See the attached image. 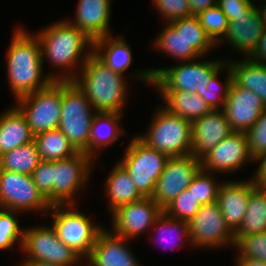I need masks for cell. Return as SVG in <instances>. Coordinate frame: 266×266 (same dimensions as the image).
Masks as SVG:
<instances>
[{
  "instance_id": "1",
  "label": "cell",
  "mask_w": 266,
  "mask_h": 266,
  "mask_svg": "<svg viewBox=\"0 0 266 266\" xmlns=\"http://www.w3.org/2000/svg\"><path fill=\"white\" fill-rule=\"evenodd\" d=\"M32 32L42 48L44 71L55 82L74 81L94 50V41L65 18Z\"/></svg>"
},
{
  "instance_id": "2",
  "label": "cell",
  "mask_w": 266,
  "mask_h": 266,
  "mask_svg": "<svg viewBox=\"0 0 266 266\" xmlns=\"http://www.w3.org/2000/svg\"><path fill=\"white\" fill-rule=\"evenodd\" d=\"M15 27L4 58L9 84L6 87H9L14 101L46 88L52 82L44 72L39 39L25 26L18 24Z\"/></svg>"
},
{
  "instance_id": "3",
  "label": "cell",
  "mask_w": 266,
  "mask_h": 266,
  "mask_svg": "<svg viewBox=\"0 0 266 266\" xmlns=\"http://www.w3.org/2000/svg\"><path fill=\"white\" fill-rule=\"evenodd\" d=\"M74 82L96 112L126 114L125 107L131 96L130 79L111 70L94 53L88 57Z\"/></svg>"
},
{
  "instance_id": "4",
  "label": "cell",
  "mask_w": 266,
  "mask_h": 266,
  "mask_svg": "<svg viewBox=\"0 0 266 266\" xmlns=\"http://www.w3.org/2000/svg\"><path fill=\"white\" fill-rule=\"evenodd\" d=\"M215 57L201 56L170 66L148 67L153 77L152 90L185 91L202 97L210 78L226 63L223 56Z\"/></svg>"
},
{
  "instance_id": "5",
  "label": "cell",
  "mask_w": 266,
  "mask_h": 266,
  "mask_svg": "<svg viewBox=\"0 0 266 266\" xmlns=\"http://www.w3.org/2000/svg\"><path fill=\"white\" fill-rule=\"evenodd\" d=\"M79 207L78 204L52 205L43 220L50 218L49 223L58 238L85 260L106 226Z\"/></svg>"
},
{
  "instance_id": "6",
  "label": "cell",
  "mask_w": 266,
  "mask_h": 266,
  "mask_svg": "<svg viewBox=\"0 0 266 266\" xmlns=\"http://www.w3.org/2000/svg\"><path fill=\"white\" fill-rule=\"evenodd\" d=\"M153 111L146 131L136 136L148 147L169 157L192 154L191 122L169 112L160 103Z\"/></svg>"
},
{
  "instance_id": "7",
  "label": "cell",
  "mask_w": 266,
  "mask_h": 266,
  "mask_svg": "<svg viewBox=\"0 0 266 266\" xmlns=\"http://www.w3.org/2000/svg\"><path fill=\"white\" fill-rule=\"evenodd\" d=\"M98 163L100 162L94 161L84 152L51 161V206L81 205L79 198H82L80 196L82 194L84 196L86 190L90 188L93 170L99 165Z\"/></svg>"
},
{
  "instance_id": "8",
  "label": "cell",
  "mask_w": 266,
  "mask_h": 266,
  "mask_svg": "<svg viewBox=\"0 0 266 266\" xmlns=\"http://www.w3.org/2000/svg\"><path fill=\"white\" fill-rule=\"evenodd\" d=\"M96 111L74 81L63 82V98L58 129L78 152L89 156L90 130Z\"/></svg>"
},
{
  "instance_id": "9",
  "label": "cell",
  "mask_w": 266,
  "mask_h": 266,
  "mask_svg": "<svg viewBox=\"0 0 266 266\" xmlns=\"http://www.w3.org/2000/svg\"><path fill=\"white\" fill-rule=\"evenodd\" d=\"M28 225L24 228L21 254L18 261H40L58 266H78L83 259L57 236L51 224Z\"/></svg>"
},
{
  "instance_id": "10",
  "label": "cell",
  "mask_w": 266,
  "mask_h": 266,
  "mask_svg": "<svg viewBox=\"0 0 266 266\" xmlns=\"http://www.w3.org/2000/svg\"><path fill=\"white\" fill-rule=\"evenodd\" d=\"M128 141L117 161L127 170L139 193L152 197L169 156L148 147L135 134Z\"/></svg>"
},
{
  "instance_id": "11",
  "label": "cell",
  "mask_w": 266,
  "mask_h": 266,
  "mask_svg": "<svg viewBox=\"0 0 266 266\" xmlns=\"http://www.w3.org/2000/svg\"><path fill=\"white\" fill-rule=\"evenodd\" d=\"M63 82L52 81L46 88L22 96L12 103L26 118L34 136L59 127Z\"/></svg>"
},
{
  "instance_id": "12",
  "label": "cell",
  "mask_w": 266,
  "mask_h": 266,
  "mask_svg": "<svg viewBox=\"0 0 266 266\" xmlns=\"http://www.w3.org/2000/svg\"><path fill=\"white\" fill-rule=\"evenodd\" d=\"M189 238L193 249L210 251L235 247L234 233L226 225L217 202L202 205L188 221Z\"/></svg>"
},
{
  "instance_id": "13",
  "label": "cell",
  "mask_w": 266,
  "mask_h": 266,
  "mask_svg": "<svg viewBox=\"0 0 266 266\" xmlns=\"http://www.w3.org/2000/svg\"><path fill=\"white\" fill-rule=\"evenodd\" d=\"M50 207L31 175L0 170V208L45 218Z\"/></svg>"
},
{
  "instance_id": "14",
  "label": "cell",
  "mask_w": 266,
  "mask_h": 266,
  "mask_svg": "<svg viewBox=\"0 0 266 266\" xmlns=\"http://www.w3.org/2000/svg\"><path fill=\"white\" fill-rule=\"evenodd\" d=\"M163 209L151 197L117 207L110 213L111 227L108 229L128 240H135L147 233L155 224ZM141 235V236H140Z\"/></svg>"
},
{
  "instance_id": "15",
  "label": "cell",
  "mask_w": 266,
  "mask_h": 266,
  "mask_svg": "<svg viewBox=\"0 0 266 266\" xmlns=\"http://www.w3.org/2000/svg\"><path fill=\"white\" fill-rule=\"evenodd\" d=\"M200 169L201 162L193 154L169 157L156 182L152 200L164 210L188 188Z\"/></svg>"
},
{
  "instance_id": "16",
  "label": "cell",
  "mask_w": 266,
  "mask_h": 266,
  "mask_svg": "<svg viewBox=\"0 0 266 266\" xmlns=\"http://www.w3.org/2000/svg\"><path fill=\"white\" fill-rule=\"evenodd\" d=\"M201 169L230 176L253 163L249 154L246 134L243 132H232L225 137L211 152L207 153L201 160ZM249 164V165H248Z\"/></svg>"
},
{
  "instance_id": "17",
  "label": "cell",
  "mask_w": 266,
  "mask_h": 266,
  "mask_svg": "<svg viewBox=\"0 0 266 266\" xmlns=\"http://www.w3.org/2000/svg\"><path fill=\"white\" fill-rule=\"evenodd\" d=\"M126 36L120 34H111L106 37L99 38L94 41L93 53L111 70L126 76L130 81L145 83L153 86V77L149 68L141 70L137 68L128 73V69L132 68L134 62V53L132 47L128 44ZM135 71V72H134ZM127 72V73H126Z\"/></svg>"
},
{
  "instance_id": "18",
  "label": "cell",
  "mask_w": 266,
  "mask_h": 266,
  "mask_svg": "<svg viewBox=\"0 0 266 266\" xmlns=\"http://www.w3.org/2000/svg\"><path fill=\"white\" fill-rule=\"evenodd\" d=\"M265 107L256 93L232 81L222 110L233 132L246 133L260 118Z\"/></svg>"
},
{
  "instance_id": "19",
  "label": "cell",
  "mask_w": 266,
  "mask_h": 266,
  "mask_svg": "<svg viewBox=\"0 0 266 266\" xmlns=\"http://www.w3.org/2000/svg\"><path fill=\"white\" fill-rule=\"evenodd\" d=\"M130 243L131 240L112 233L106 226L84 261L90 266H144Z\"/></svg>"
},
{
  "instance_id": "20",
  "label": "cell",
  "mask_w": 266,
  "mask_h": 266,
  "mask_svg": "<svg viewBox=\"0 0 266 266\" xmlns=\"http://www.w3.org/2000/svg\"><path fill=\"white\" fill-rule=\"evenodd\" d=\"M265 29L260 11L256 8L249 16L235 17L229 21L228 30L224 39L217 45V50L222 45L231 49L241 58H249L255 51L259 39Z\"/></svg>"
},
{
  "instance_id": "21",
  "label": "cell",
  "mask_w": 266,
  "mask_h": 266,
  "mask_svg": "<svg viewBox=\"0 0 266 266\" xmlns=\"http://www.w3.org/2000/svg\"><path fill=\"white\" fill-rule=\"evenodd\" d=\"M112 6V0H77L74 17L64 18L95 41L114 32L110 26Z\"/></svg>"
},
{
  "instance_id": "22",
  "label": "cell",
  "mask_w": 266,
  "mask_h": 266,
  "mask_svg": "<svg viewBox=\"0 0 266 266\" xmlns=\"http://www.w3.org/2000/svg\"><path fill=\"white\" fill-rule=\"evenodd\" d=\"M232 179V180H231ZM256 186L249 178L226 179L218 192L217 204L229 229L235 233L242 224L250 192Z\"/></svg>"
},
{
  "instance_id": "23",
  "label": "cell",
  "mask_w": 266,
  "mask_h": 266,
  "mask_svg": "<svg viewBox=\"0 0 266 266\" xmlns=\"http://www.w3.org/2000/svg\"><path fill=\"white\" fill-rule=\"evenodd\" d=\"M192 154L201 160L233 130L223 110H212L191 122Z\"/></svg>"
},
{
  "instance_id": "24",
  "label": "cell",
  "mask_w": 266,
  "mask_h": 266,
  "mask_svg": "<svg viewBox=\"0 0 266 266\" xmlns=\"http://www.w3.org/2000/svg\"><path fill=\"white\" fill-rule=\"evenodd\" d=\"M125 114L96 112L93 116L89 140V156L98 161L106 148L115 145L127 132L122 126ZM122 120V121H121Z\"/></svg>"
},
{
  "instance_id": "25",
  "label": "cell",
  "mask_w": 266,
  "mask_h": 266,
  "mask_svg": "<svg viewBox=\"0 0 266 266\" xmlns=\"http://www.w3.org/2000/svg\"><path fill=\"white\" fill-rule=\"evenodd\" d=\"M104 196L107 200V214L117 207L143 198L127 170L117 161L104 178Z\"/></svg>"
},
{
  "instance_id": "26",
  "label": "cell",
  "mask_w": 266,
  "mask_h": 266,
  "mask_svg": "<svg viewBox=\"0 0 266 266\" xmlns=\"http://www.w3.org/2000/svg\"><path fill=\"white\" fill-rule=\"evenodd\" d=\"M33 140L26 118L14 104L0 112V155Z\"/></svg>"
},
{
  "instance_id": "27",
  "label": "cell",
  "mask_w": 266,
  "mask_h": 266,
  "mask_svg": "<svg viewBox=\"0 0 266 266\" xmlns=\"http://www.w3.org/2000/svg\"><path fill=\"white\" fill-rule=\"evenodd\" d=\"M224 56L228 63L233 81L241 87L256 93L266 106V64L256 62L251 58H239L233 55ZM236 58V59H235Z\"/></svg>"
},
{
  "instance_id": "28",
  "label": "cell",
  "mask_w": 266,
  "mask_h": 266,
  "mask_svg": "<svg viewBox=\"0 0 266 266\" xmlns=\"http://www.w3.org/2000/svg\"><path fill=\"white\" fill-rule=\"evenodd\" d=\"M154 36L151 47L155 52L173 59L175 63L195 60L201 55L189 45L185 35L171 23H163V29ZM164 53V54H163Z\"/></svg>"
},
{
  "instance_id": "29",
  "label": "cell",
  "mask_w": 266,
  "mask_h": 266,
  "mask_svg": "<svg viewBox=\"0 0 266 266\" xmlns=\"http://www.w3.org/2000/svg\"><path fill=\"white\" fill-rule=\"evenodd\" d=\"M149 232H151L150 234L156 233L155 237L154 234L151 237L148 235L149 239L151 238L156 245L162 246L164 250L176 251L177 247L178 249L189 247L194 250L189 238L188 222L169 217L164 211Z\"/></svg>"
},
{
  "instance_id": "30",
  "label": "cell",
  "mask_w": 266,
  "mask_h": 266,
  "mask_svg": "<svg viewBox=\"0 0 266 266\" xmlns=\"http://www.w3.org/2000/svg\"><path fill=\"white\" fill-rule=\"evenodd\" d=\"M160 104L169 112L192 122L210 113L213 109L197 93L185 91H155Z\"/></svg>"
},
{
  "instance_id": "31",
  "label": "cell",
  "mask_w": 266,
  "mask_h": 266,
  "mask_svg": "<svg viewBox=\"0 0 266 266\" xmlns=\"http://www.w3.org/2000/svg\"><path fill=\"white\" fill-rule=\"evenodd\" d=\"M264 231H266V188L255 187L250 192L242 224L234 233L235 244L242 237Z\"/></svg>"
},
{
  "instance_id": "32",
  "label": "cell",
  "mask_w": 266,
  "mask_h": 266,
  "mask_svg": "<svg viewBox=\"0 0 266 266\" xmlns=\"http://www.w3.org/2000/svg\"><path fill=\"white\" fill-rule=\"evenodd\" d=\"M39 156L44 161H57L78 153L68 138L59 129L49 130L34 136Z\"/></svg>"
},
{
  "instance_id": "33",
  "label": "cell",
  "mask_w": 266,
  "mask_h": 266,
  "mask_svg": "<svg viewBox=\"0 0 266 266\" xmlns=\"http://www.w3.org/2000/svg\"><path fill=\"white\" fill-rule=\"evenodd\" d=\"M40 161L38 148L33 140L0 155V170L31 175Z\"/></svg>"
},
{
  "instance_id": "34",
  "label": "cell",
  "mask_w": 266,
  "mask_h": 266,
  "mask_svg": "<svg viewBox=\"0 0 266 266\" xmlns=\"http://www.w3.org/2000/svg\"><path fill=\"white\" fill-rule=\"evenodd\" d=\"M171 24L185 35L189 45H191L201 56H208L217 50V45L203 30L197 15H190L182 19L175 20ZM210 53V54H209Z\"/></svg>"
},
{
  "instance_id": "35",
  "label": "cell",
  "mask_w": 266,
  "mask_h": 266,
  "mask_svg": "<svg viewBox=\"0 0 266 266\" xmlns=\"http://www.w3.org/2000/svg\"><path fill=\"white\" fill-rule=\"evenodd\" d=\"M20 216V212L0 208V250L21 252L25 226L20 225Z\"/></svg>"
},
{
  "instance_id": "36",
  "label": "cell",
  "mask_w": 266,
  "mask_h": 266,
  "mask_svg": "<svg viewBox=\"0 0 266 266\" xmlns=\"http://www.w3.org/2000/svg\"><path fill=\"white\" fill-rule=\"evenodd\" d=\"M224 76L221 77L222 73ZM221 79V80H220ZM223 79V80H222ZM233 76L226 62L209 80L208 87L202 93L203 100L213 109L222 110L228 96Z\"/></svg>"
},
{
  "instance_id": "37",
  "label": "cell",
  "mask_w": 266,
  "mask_h": 266,
  "mask_svg": "<svg viewBox=\"0 0 266 266\" xmlns=\"http://www.w3.org/2000/svg\"><path fill=\"white\" fill-rule=\"evenodd\" d=\"M220 176L200 169L187 189L193 192L202 205L214 203L217 201L219 189L224 181V178L222 180Z\"/></svg>"
},
{
  "instance_id": "38",
  "label": "cell",
  "mask_w": 266,
  "mask_h": 266,
  "mask_svg": "<svg viewBox=\"0 0 266 266\" xmlns=\"http://www.w3.org/2000/svg\"><path fill=\"white\" fill-rule=\"evenodd\" d=\"M200 24L211 40L218 45L226 36L229 21L216 4L197 15Z\"/></svg>"
},
{
  "instance_id": "39",
  "label": "cell",
  "mask_w": 266,
  "mask_h": 266,
  "mask_svg": "<svg viewBox=\"0 0 266 266\" xmlns=\"http://www.w3.org/2000/svg\"><path fill=\"white\" fill-rule=\"evenodd\" d=\"M234 249L233 258H251L266 264V231L242 237Z\"/></svg>"
},
{
  "instance_id": "40",
  "label": "cell",
  "mask_w": 266,
  "mask_h": 266,
  "mask_svg": "<svg viewBox=\"0 0 266 266\" xmlns=\"http://www.w3.org/2000/svg\"><path fill=\"white\" fill-rule=\"evenodd\" d=\"M202 204L188 189L182 191L163 211L172 218L189 221L199 211Z\"/></svg>"
},
{
  "instance_id": "41",
  "label": "cell",
  "mask_w": 266,
  "mask_h": 266,
  "mask_svg": "<svg viewBox=\"0 0 266 266\" xmlns=\"http://www.w3.org/2000/svg\"><path fill=\"white\" fill-rule=\"evenodd\" d=\"M156 14L161 17L164 23H171L175 20L190 16L191 11L188 0H150Z\"/></svg>"
},
{
  "instance_id": "42",
  "label": "cell",
  "mask_w": 266,
  "mask_h": 266,
  "mask_svg": "<svg viewBox=\"0 0 266 266\" xmlns=\"http://www.w3.org/2000/svg\"><path fill=\"white\" fill-rule=\"evenodd\" d=\"M245 134L249 154L253 159L266 152V107L262 111L260 118Z\"/></svg>"
},
{
  "instance_id": "43",
  "label": "cell",
  "mask_w": 266,
  "mask_h": 266,
  "mask_svg": "<svg viewBox=\"0 0 266 266\" xmlns=\"http://www.w3.org/2000/svg\"><path fill=\"white\" fill-rule=\"evenodd\" d=\"M217 5L228 21L235 20V17L239 16H249L257 8V2L253 0H217Z\"/></svg>"
},
{
  "instance_id": "44",
  "label": "cell",
  "mask_w": 266,
  "mask_h": 266,
  "mask_svg": "<svg viewBox=\"0 0 266 266\" xmlns=\"http://www.w3.org/2000/svg\"><path fill=\"white\" fill-rule=\"evenodd\" d=\"M31 176L37 190L51 205V161L41 160Z\"/></svg>"
},
{
  "instance_id": "45",
  "label": "cell",
  "mask_w": 266,
  "mask_h": 266,
  "mask_svg": "<svg viewBox=\"0 0 266 266\" xmlns=\"http://www.w3.org/2000/svg\"><path fill=\"white\" fill-rule=\"evenodd\" d=\"M253 164H256L257 167L254 170L252 176L250 175L251 181L256 187H265L266 188V152L256 156L253 159ZM259 164V165H258Z\"/></svg>"
},
{
  "instance_id": "46",
  "label": "cell",
  "mask_w": 266,
  "mask_h": 266,
  "mask_svg": "<svg viewBox=\"0 0 266 266\" xmlns=\"http://www.w3.org/2000/svg\"><path fill=\"white\" fill-rule=\"evenodd\" d=\"M249 58L256 62L266 64V27L263 31V35L259 39L256 51Z\"/></svg>"
},
{
  "instance_id": "47",
  "label": "cell",
  "mask_w": 266,
  "mask_h": 266,
  "mask_svg": "<svg viewBox=\"0 0 266 266\" xmlns=\"http://www.w3.org/2000/svg\"><path fill=\"white\" fill-rule=\"evenodd\" d=\"M217 4V0H188L191 15H198L209 7Z\"/></svg>"
},
{
  "instance_id": "48",
  "label": "cell",
  "mask_w": 266,
  "mask_h": 266,
  "mask_svg": "<svg viewBox=\"0 0 266 266\" xmlns=\"http://www.w3.org/2000/svg\"><path fill=\"white\" fill-rule=\"evenodd\" d=\"M234 266H266L262 261L254 260L251 258H233Z\"/></svg>"
},
{
  "instance_id": "49",
  "label": "cell",
  "mask_w": 266,
  "mask_h": 266,
  "mask_svg": "<svg viewBox=\"0 0 266 266\" xmlns=\"http://www.w3.org/2000/svg\"><path fill=\"white\" fill-rule=\"evenodd\" d=\"M16 266H58L51 263H45L40 261H19L18 265Z\"/></svg>"
},
{
  "instance_id": "50",
  "label": "cell",
  "mask_w": 266,
  "mask_h": 266,
  "mask_svg": "<svg viewBox=\"0 0 266 266\" xmlns=\"http://www.w3.org/2000/svg\"><path fill=\"white\" fill-rule=\"evenodd\" d=\"M257 8L261 13L264 26L266 27V0H261L257 2Z\"/></svg>"
},
{
  "instance_id": "51",
  "label": "cell",
  "mask_w": 266,
  "mask_h": 266,
  "mask_svg": "<svg viewBox=\"0 0 266 266\" xmlns=\"http://www.w3.org/2000/svg\"><path fill=\"white\" fill-rule=\"evenodd\" d=\"M78 266H90V265L83 260Z\"/></svg>"
}]
</instances>
